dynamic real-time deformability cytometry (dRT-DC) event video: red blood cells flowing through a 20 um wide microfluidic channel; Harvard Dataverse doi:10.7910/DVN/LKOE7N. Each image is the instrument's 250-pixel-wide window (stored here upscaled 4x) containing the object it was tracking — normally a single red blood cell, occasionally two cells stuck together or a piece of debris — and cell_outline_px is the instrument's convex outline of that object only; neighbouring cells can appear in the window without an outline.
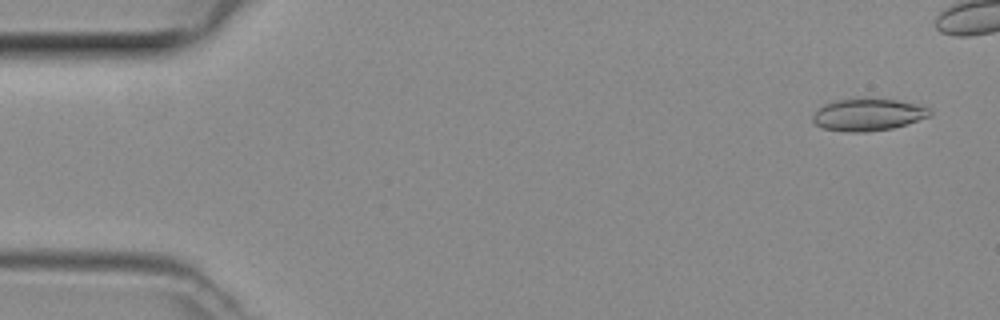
{"species": "common noctule bat (a hibernating species)", "species_latin": "Nyctalus noctula", "temperature_condition": "room temperature", "stored_images_in_passage": 40, "camera_frame_rate_fps": 3000, "um_per_image_px": 0.085, "animal": {"sex": "female", "body_mass_g": 29.2, "forearm_length_mm": 56.3}, "frame": {"image": 1, "passage_image": 3, "time_ms": 0.667, "image_size_px": [1000, 320], "cell_outline_px": [[932, 112], [928, 116], [892, 128], [864, 132], [848, 132], [824, 128], [816, 124], [812, 120], [812, 116], [824, 104], [836, 100], [856, 96], [868, 96], [896, 100], [928, 108]], "centroid_in_image_um": [73.71, 9.7], "position_along_channel_um": 11.3, "area_um2": 22.02}}
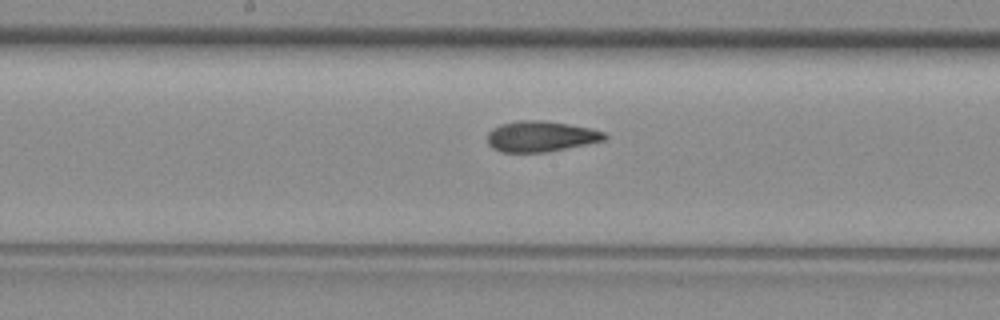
{"frame": {"image": 2, "passage_image": 25, "time_ms": 8.0, "image_size_px": [1000, 320], "cell_outline_px": [[608, 136], [604, 140], [544, 152], [504, 152], [492, 148], [488, 144], [488, 132], [492, 128], [500, 124], [516, 120], [544, 120], [592, 128], [604, 132]], "centroid_in_image_um": [45.93, 11.57], "position_along_channel_um": 202.3, "area_um2": 20.87}}
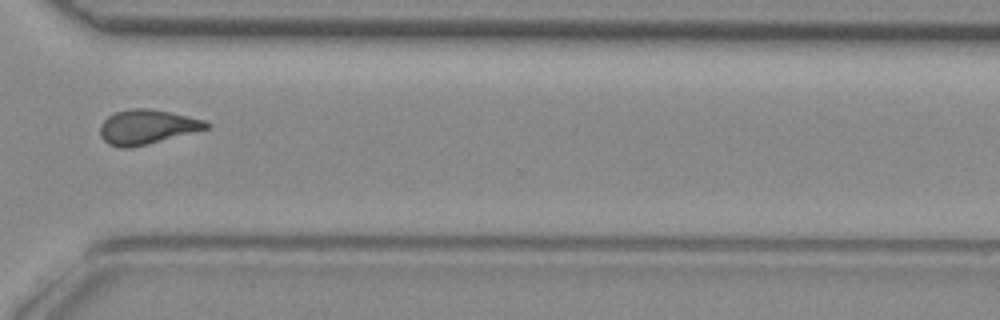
{"frame": {"image": 3, "passage_image": 36, "time_ms": 11.667, "image_size_px": [1000, 320], "cell_outline_px": [[208, 128], [128, 148], [120, 148], [108, 144], [100, 136], [100, 124], [108, 116], [116, 112], [132, 108], [148, 108], [168, 112], [204, 120], [208, 124]], "centroid_in_image_um": [12.41, 10.78], "position_along_channel_um": 358.2, "area_um2": 20.75}}